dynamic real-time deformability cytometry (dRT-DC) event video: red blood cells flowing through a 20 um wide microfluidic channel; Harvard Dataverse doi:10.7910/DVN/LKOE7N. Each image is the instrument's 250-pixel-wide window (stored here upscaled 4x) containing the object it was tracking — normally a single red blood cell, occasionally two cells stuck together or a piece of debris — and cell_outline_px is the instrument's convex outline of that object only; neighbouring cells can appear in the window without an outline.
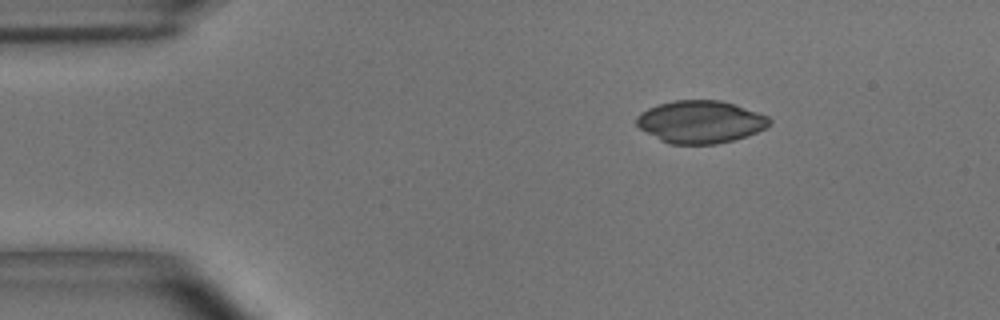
{"species": "common noctule bat (a hibernating species)", "species_latin": "Nyctalus noctula", "temperature_condition": "room temperature", "stored_images_in_passage": 3, "camera_frame_rate_fps": 3000, "um_per_image_px": 0.085, "animal": {"sex": "male", "body_mass_g": 15.6}, "frame": {"image": 1, "passage_image": 1, "time_ms": 0.0, "image_size_px": [1000, 320], "cell_outline_px": [[772, 120], [764, 128], [756, 132], [732, 140], [716, 144], [668, 144], [660, 140], [640, 128], [636, 124], [636, 116], [640, 112], [648, 108], [660, 104], [676, 100], [720, 100], [768, 116]], "centroid_in_image_um": [59.49, 10.36], "position_along_channel_um": 25.5, "area_um2": 32.54}}